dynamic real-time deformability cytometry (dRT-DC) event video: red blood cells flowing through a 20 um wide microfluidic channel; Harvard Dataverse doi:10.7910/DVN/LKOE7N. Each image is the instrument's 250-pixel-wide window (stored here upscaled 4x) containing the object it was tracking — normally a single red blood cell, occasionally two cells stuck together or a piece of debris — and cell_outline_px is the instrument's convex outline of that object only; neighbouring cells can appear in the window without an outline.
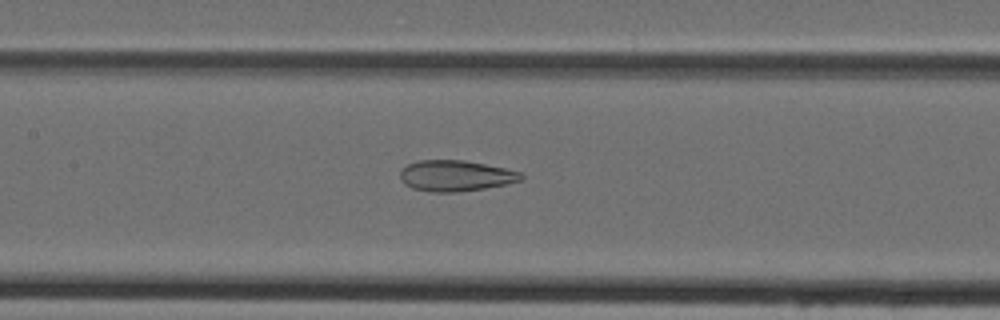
{"species": "Egyptian fruit bat (a non-hibernating species)", "species_latin": "Rousettus aegyptiacus", "temperature_condition": "cold", "stored_images_in_passage": 46, "camera_frame_rate_fps": 3000, "um_per_image_px": 0.085, "animal": {"sex": "female"}, "frame": {"image": 1, "passage_image": 22, "time_ms": 7.0, "image_size_px": [1000, 320], "cell_outline_px": [[524, 176], [520, 180], [508, 184], [484, 188], [456, 192], [432, 192], [412, 188], [404, 184], [400, 180], [400, 168], [408, 164], [420, 160], [464, 160], [504, 168], [520, 172]], "centroid_in_image_um": [38.69, 14.94], "position_along_channel_um": 168.7, "area_um2": 21.79}}
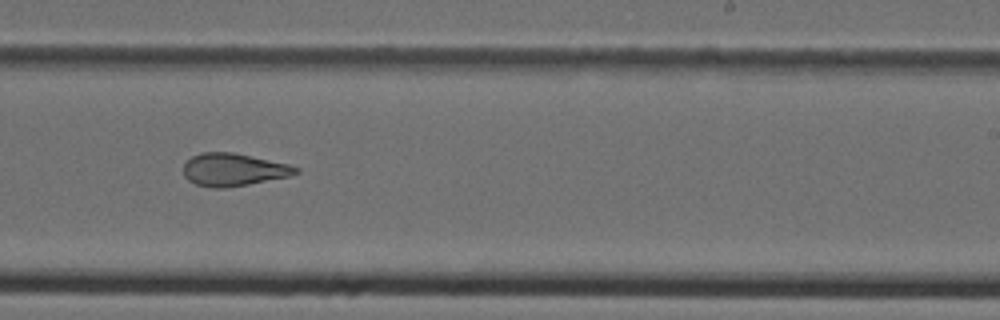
{"frame": {"image": 2, "passage_image": 29, "time_ms": 9.333, "image_size_px": [1000, 320], "cell_outline_px": [[300, 172], [288, 176], [248, 184], [224, 188], [212, 188], [196, 184], [188, 180], [184, 176], [184, 164], [192, 156], [200, 152], [232, 152], [288, 164], [300, 168]], "centroid_in_image_um": [19.82, 14.42], "position_along_channel_um": 269.2, "area_um2": 21.21}}
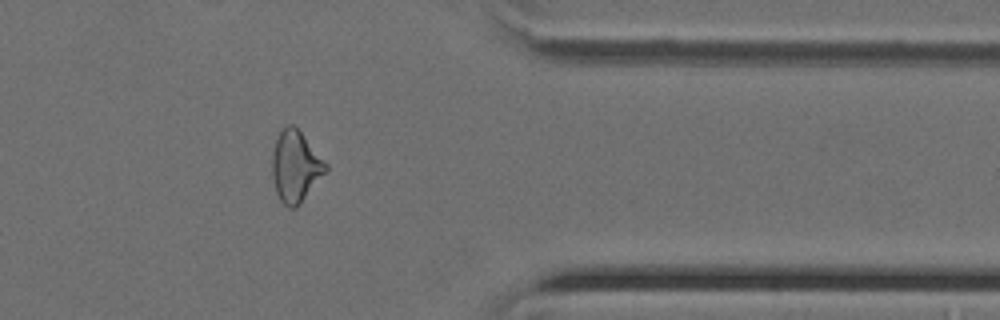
{"frame": {"image": 3, "passage_image": 38, "time_ms": 12.333, "image_size_px": [1000, 320], "cell_outline_px": [[328, 168], [300, 204], [296, 208], [288, 208], [280, 200], [276, 192], [272, 176], [272, 152], [276, 140], [284, 124], [292, 124], [300, 132], [328, 164]], "centroid_in_image_um": [25.09, 14.15], "position_along_channel_um": 386.3, "area_um2": 22.02}}